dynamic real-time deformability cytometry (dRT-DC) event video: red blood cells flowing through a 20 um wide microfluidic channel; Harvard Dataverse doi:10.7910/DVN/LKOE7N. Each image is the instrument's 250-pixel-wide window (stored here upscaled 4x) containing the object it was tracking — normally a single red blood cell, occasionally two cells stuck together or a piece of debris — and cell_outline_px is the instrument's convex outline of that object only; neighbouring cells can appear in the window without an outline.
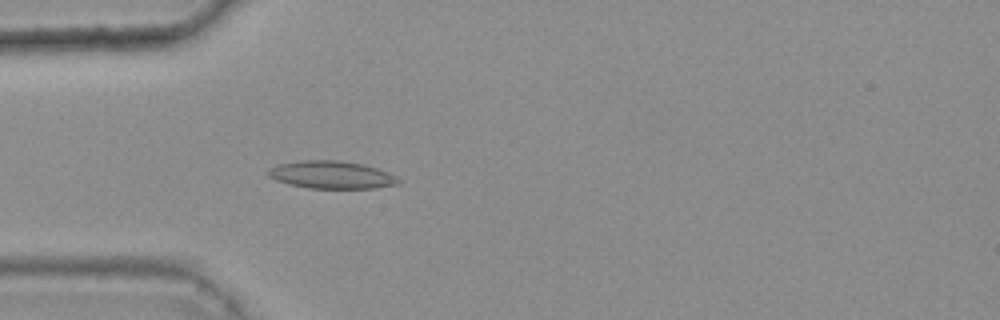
{"species": "common noctule bat (a hibernating species)", "species_latin": "Nyctalus noctula", "temperature_condition": "warm", "stored_images_in_passage": 45, "camera_frame_rate_fps": 3000, "um_per_image_px": 0.085, "animal": {"sex": "female", "body_mass_g": 25.1}, "frame": {"image": 1, "passage_image": 15, "time_ms": 4.667, "image_size_px": [1000, 320], "cell_outline_px": [[400, 184], [376, 188], [308, 188], [288, 184], [276, 180], [268, 176], [264, 172], [268, 168], [276, 164], [304, 160], [336, 160], [364, 164], [388, 172], [396, 176], [400, 180]], "centroid_in_image_um": [28.14, 14.86], "position_along_channel_um": 56.9, "area_um2": 21.21}}
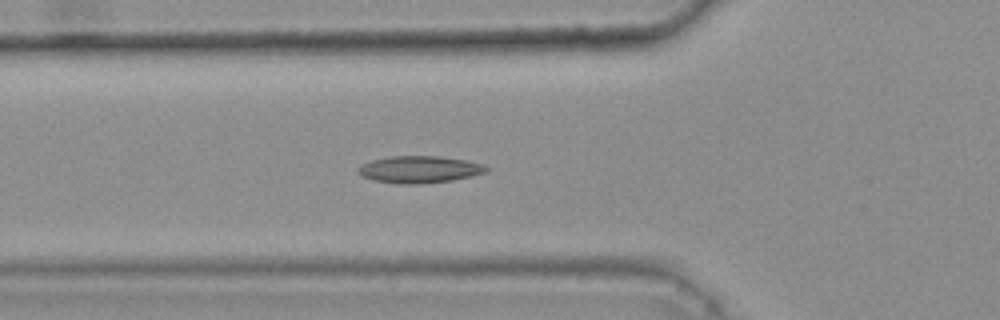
{"frame": {"image": 2, "passage_image": 18, "time_ms": 5.667, "image_size_px": [1000, 320], "cell_outline_px": [[488, 172], [452, 180], [420, 184], [400, 184], [376, 180], [360, 176], [356, 172], [356, 168], [360, 164], [372, 160], [392, 156], [440, 156], [468, 160], [484, 164], [488, 168]], "centroid_in_image_um": [35.64, 14.39], "position_along_channel_um": 90.2, "area_um2": 20.35}}
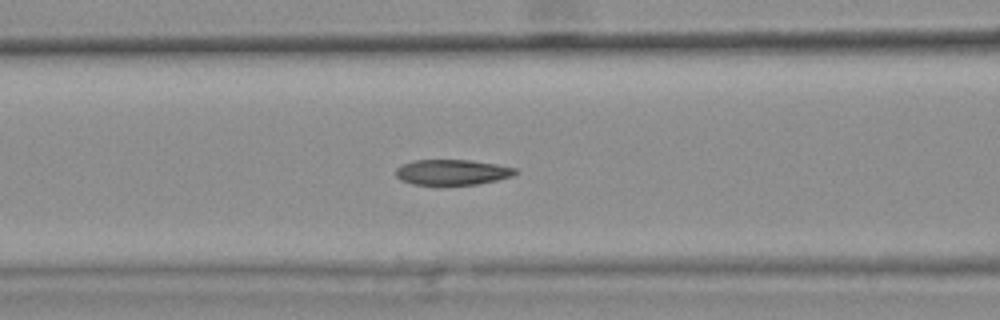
{"frame": {"image": 3, "passage_image": 21, "time_ms": 6.667, "image_size_px": [1000, 320], "cell_outline_px": [[520, 172], [512, 176], [496, 180], [476, 184], [412, 184], [400, 180], [396, 176], [396, 168], [400, 164], [412, 160], [468, 160], [496, 164], [516, 168]], "centroid_in_image_um": [38.41, 14.62], "position_along_channel_um": 128.2, "area_um2": 17.69}, "authors_computed_cell_mechanics": {"area_um2": 18.9006, "velocity_mm_per_s": 3.7677, "shape_relaxation_time_tau1_ms": null, "shape_relaxation_time_tau2_ms": 2.0916, "deformation_change_tau1": null, "deformation_change_tau2": 0.0843}}